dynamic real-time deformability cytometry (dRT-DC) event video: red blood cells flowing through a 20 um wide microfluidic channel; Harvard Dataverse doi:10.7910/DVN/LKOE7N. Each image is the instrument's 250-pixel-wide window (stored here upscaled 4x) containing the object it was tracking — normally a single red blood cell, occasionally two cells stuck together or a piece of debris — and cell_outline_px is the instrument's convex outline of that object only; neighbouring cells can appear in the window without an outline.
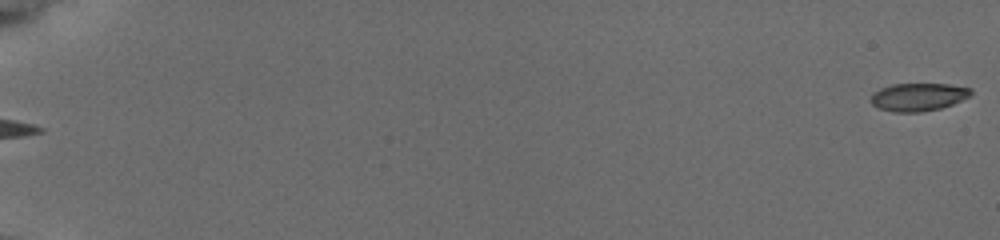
{"species": "common noctule bat (a hibernating species)", "species_latin": "Nyctalus noctula", "temperature_condition": "cold", "stored_images_in_passage": 57, "camera_frame_rate_fps": 3000, "um_per_image_px": 0.085, "animal": {"sex": "female", "body_mass_g": 19.5, "forearm_length_mm": 54.1}, "frame": {"image": 1, "passage_image": 1, "time_ms": 0.0, "image_size_px": [1000, 240], "cell_outline_px": [[972, 92], [968, 96], [952, 104], [940, 108], [920, 112], [892, 112], [880, 108], [872, 104], [872, 92], [880, 88], [892, 84], [948, 84], [972, 88]], "centroid_in_image_um": [78.03, 8.23], "position_along_channel_um": 7.0, "area_um2": 16.13}}
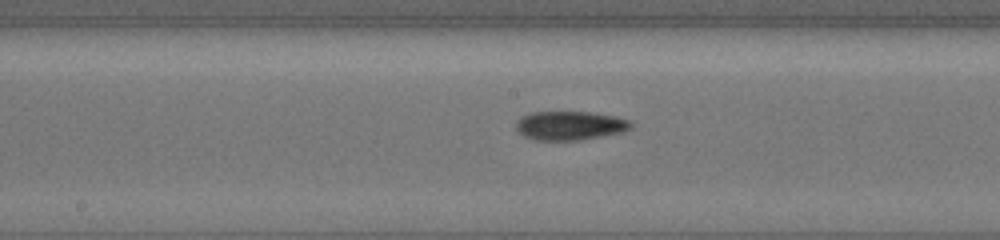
{"frame": {"image": 2, "passage_image": 33, "time_ms": 10.667, "image_size_px": [1000, 240], "cell_outline_px": [[632, 128], [624, 132], [580, 140], [532, 140], [516, 132], [516, 120], [520, 116], [532, 112], [592, 112], [616, 116], [628, 120], [632, 124]], "centroid_in_image_um": [48.41, 10.68], "position_along_channel_um": 199.8, "area_um2": 19.65}}
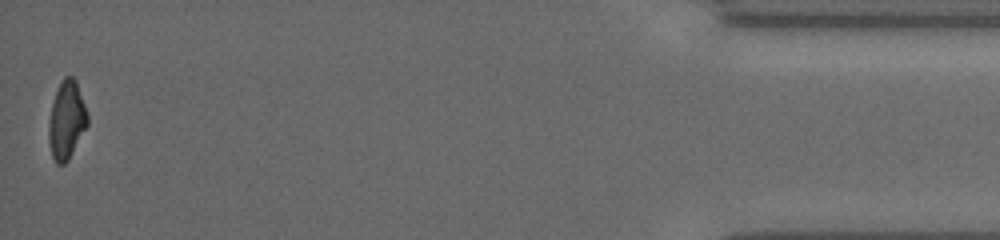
{"frame": {"image": 3, "passage_image": 57, "time_ms": 18.667, "image_size_px": [1000, 240], "cell_outline_px": [[88, 124], [68, 160], [64, 164], [56, 164], [52, 156], [48, 140], [48, 124], [52, 104], [56, 92], [64, 76], [72, 76], [76, 80], [88, 112]], "centroid_in_image_um": [5.66, 10.21], "position_along_channel_um": 429.5, "area_um2": 17.63}, "authors_computed_cell_mechanics": {"area_um2": 17.8602, "velocity_mm_per_s": 3.8062, "shape_relaxation_time_tau1_ms": null, "shape_relaxation_time_tau2_ms": 9.48, "deformation_change_tau1": null, "deformation_change_tau2": 0.1371}}